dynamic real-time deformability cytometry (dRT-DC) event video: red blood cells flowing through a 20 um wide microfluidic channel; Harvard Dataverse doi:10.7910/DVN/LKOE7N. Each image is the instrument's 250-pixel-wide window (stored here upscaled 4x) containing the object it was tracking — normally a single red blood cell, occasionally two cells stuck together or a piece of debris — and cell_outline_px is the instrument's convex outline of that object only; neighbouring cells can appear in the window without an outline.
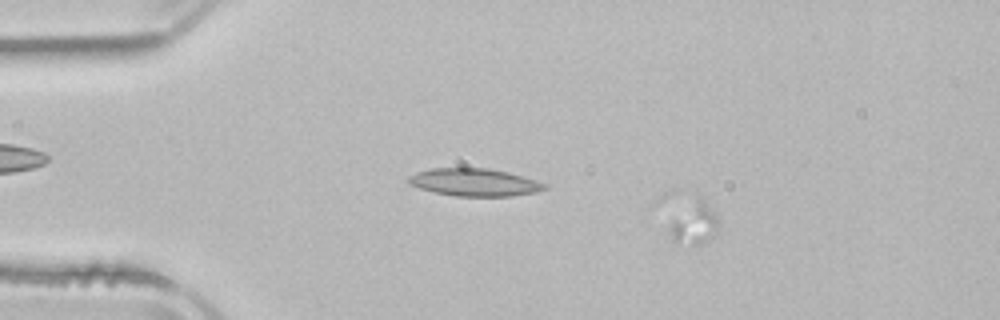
{"species": "common noctule bat (a hibernating species)", "species_latin": "Nyctalus noctula", "temperature_condition": "room temperature", "stored_images_in_passage": 57, "camera_frame_rate_fps": 3000, "um_per_image_px": 0.085, "animal": {"sex": "male", "body_mass_g": 21.5, "forearm_length_mm": 52.0}, "frame": {"image": 1, "passage_image": 10, "time_ms": 3.0, "image_size_px": [1000, 320], "cell_outline_px": [[720, 220], [712, 236], [708, 240], [700, 244], [676, 244], [672, 240], [668, 232], [668, 228], [672, 220], [700, 196], [716, 212]], "centroid_in_image_um": [59.01, 19.03], "position_along_channel_um": 26.0, "area_um2": 11.79}}
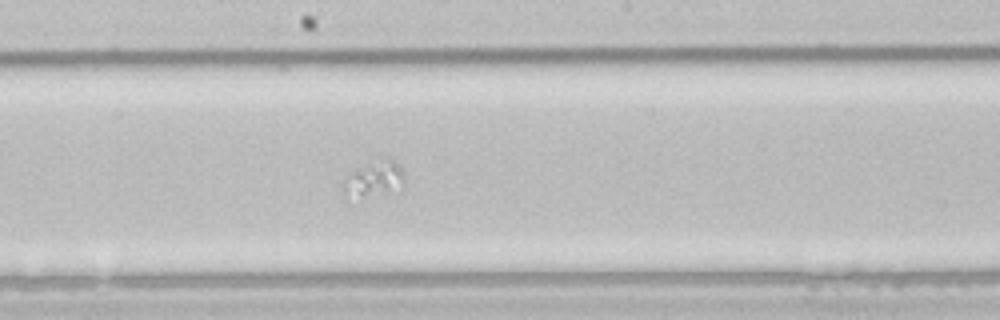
{"frame": {"image": 2, "passage_image": 31, "time_ms": 10.0, "image_size_px": [1000, 320], "cell_outline_px": [[404, 180], [388, 192], [344, 200], [340, 188], [344, 180], [352, 172], [388, 156], [400, 168], [404, 176]], "centroid_in_image_um": [31.66, 15.26], "position_along_channel_um": 216.5, "area_um2": 12.25}}
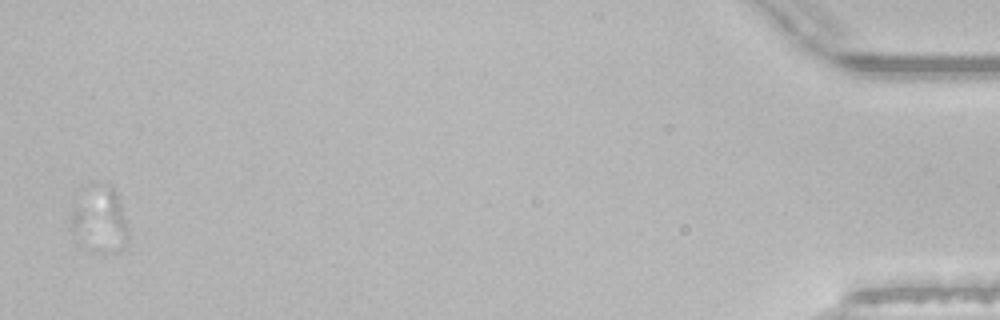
{"frame": {"image": 3, "passage_image": 56, "time_ms": 18.333, "image_size_px": [1000, 320], "cell_outline_px": [[128, 240], [124, 248], [120, 252], [104, 256], [92, 252], [88, 248], [96, 184], [104, 184], [112, 188], [116, 192], [120, 200], [128, 228]], "centroid_in_image_um": [9.14, 18.95], "position_along_channel_um": 426.1, "area_um2": 15.49}}